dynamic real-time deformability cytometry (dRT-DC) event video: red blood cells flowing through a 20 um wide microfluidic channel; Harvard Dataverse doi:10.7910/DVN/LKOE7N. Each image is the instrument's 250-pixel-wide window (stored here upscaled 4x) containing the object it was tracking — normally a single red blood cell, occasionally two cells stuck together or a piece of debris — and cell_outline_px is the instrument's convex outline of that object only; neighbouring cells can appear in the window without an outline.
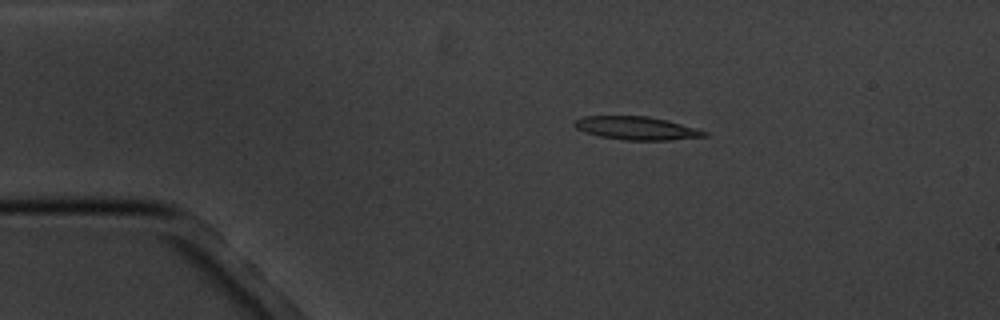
{"species": "common noctule bat (a hibernating species)", "species_latin": "Nyctalus noctula", "temperature_condition": "cold", "stored_images_in_passage": 4, "camera_frame_rate_fps": 3000, "um_per_image_px": 0.085, "animal": {"sex": "male", "body_mass_g": 20.1, "forearm_length_mm": 53.5}, "frame": {"image": 1, "passage_image": 2, "time_ms": 1.0, "image_size_px": [1000, 320], "cell_outline_px": [[708, 136], [668, 140], [624, 140], [600, 136], [584, 132], [576, 128], [572, 124], [572, 120], [580, 116], [648, 116], [668, 120], [696, 128], [708, 132]], "centroid_in_image_um": [54.06, 10.88], "position_along_channel_um": 30.9, "area_um2": 17.74}}
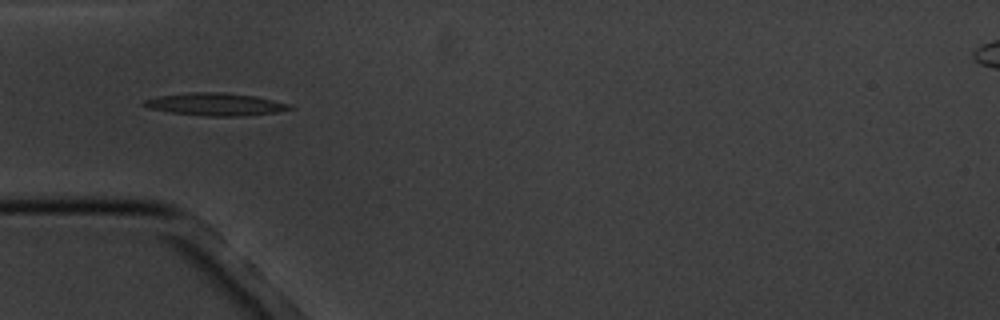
{"frame": {"image": 2, "passage_image": 4, "time_ms": 3.333, "image_size_px": [1000, 320], "cell_outline_px": [[296, 108], [276, 112], [240, 116], [208, 116], [172, 112], [148, 108], [140, 104], [144, 100], [156, 96], [188, 92], [224, 92], [256, 96], [288, 104]], "centroid_in_image_um": [18.27, 8.85], "position_along_channel_um": 66.7, "area_um2": 19.13}}